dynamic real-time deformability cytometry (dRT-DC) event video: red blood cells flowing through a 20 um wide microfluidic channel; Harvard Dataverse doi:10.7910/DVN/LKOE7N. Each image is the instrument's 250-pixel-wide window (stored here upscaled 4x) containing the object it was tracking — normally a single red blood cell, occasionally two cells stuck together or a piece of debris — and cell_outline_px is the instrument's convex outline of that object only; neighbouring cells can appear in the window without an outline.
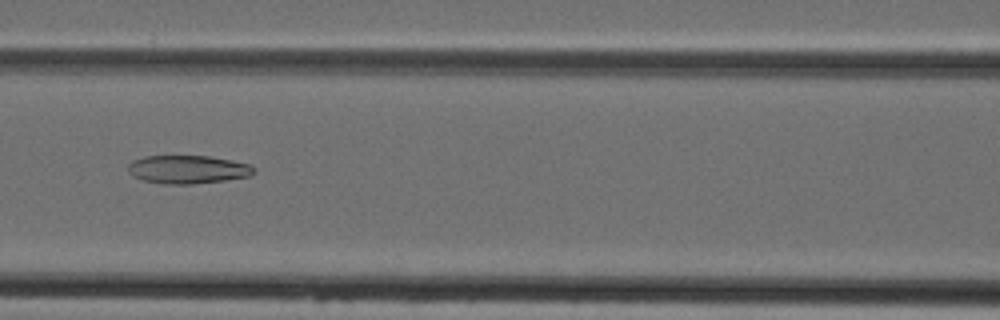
{"species": "Egyptian fruit bat (a non-hibernating species)", "species_latin": "Rousettus aegyptiacus", "temperature_condition": "cold", "stored_images_in_passage": 7, "camera_frame_rate_fps": 3000, "um_per_image_px": 0.085, "animal": {"sex": "female"}, "frame": {"image": 1, "passage_image": 6, "time_ms": 6.0, "image_size_px": [1000, 320], "cell_outline_px": [[256, 172], [248, 176], [224, 180], [192, 184], [164, 184], [144, 180], [132, 176], [128, 172], [128, 164], [132, 160], [144, 156], [208, 156], [232, 160], [248, 164], [256, 168]], "centroid_in_image_um": [15.94, 14.4], "position_along_channel_um": 150.7, "area_um2": 20.75}}
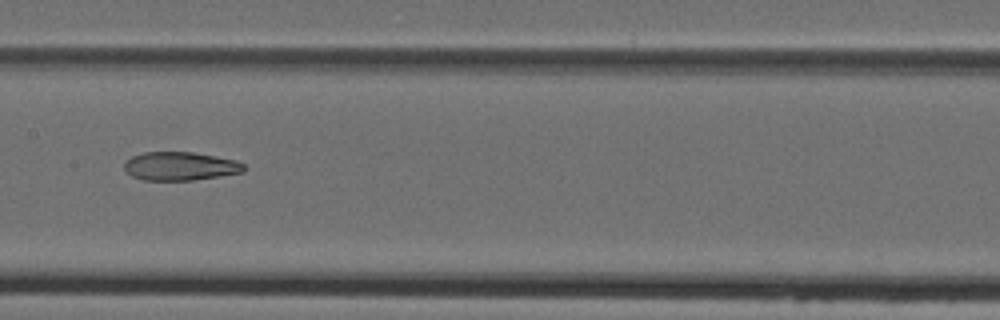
{"frame": {"image": 2, "passage_image": 7, "time_ms": 7.0, "image_size_px": [1000, 320], "cell_outline_px": [[244, 172], [220, 176], [192, 180], [144, 180], [132, 176], [124, 168], [124, 160], [132, 156], [144, 152], [192, 152], [216, 156], [236, 160], [244, 164]], "centroid_in_image_um": [15.31, 14.12], "position_along_channel_um": 192.1, "area_um2": 19.88}}